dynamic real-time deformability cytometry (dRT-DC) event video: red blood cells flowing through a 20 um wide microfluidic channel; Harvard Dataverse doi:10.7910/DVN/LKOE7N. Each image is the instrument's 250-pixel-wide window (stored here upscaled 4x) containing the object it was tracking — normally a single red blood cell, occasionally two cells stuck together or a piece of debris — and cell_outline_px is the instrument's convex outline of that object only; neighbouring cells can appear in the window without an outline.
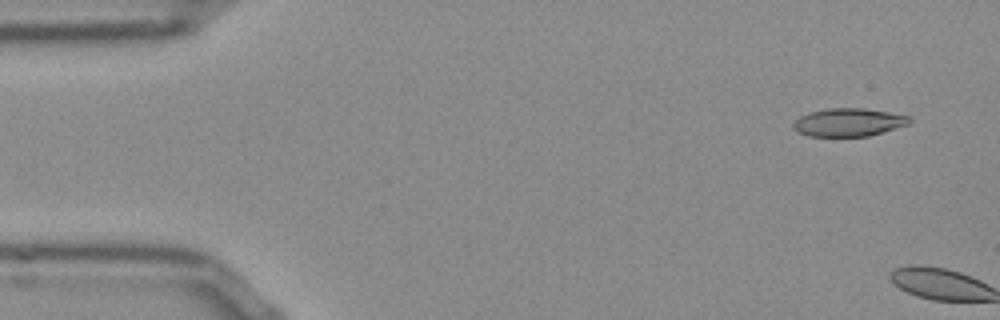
{"species": "Egyptian fruit bat (a non-hibernating species)", "species_latin": "Rousettus aegyptiacus", "temperature_condition": "room temperature", "stored_images_in_passage": 5, "camera_frame_rate_fps": 3000, "um_per_image_px": 0.085, "frame": {"image": 1, "passage_image": 3, "time_ms": 0.667, "image_size_px": [1000, 320], "cell_outline_px": [[912, 120], [908, 124], [868, 136], [808, 136], [796, 132], [792, 128], [792, 124], [800, 116], [812, 112], [828, 108], [864, 108], [912, 116]], "centroid_in_image_um": [72.12, 10.39], "position_along_channel_um": 12.9, "area_um2": 18.96}}